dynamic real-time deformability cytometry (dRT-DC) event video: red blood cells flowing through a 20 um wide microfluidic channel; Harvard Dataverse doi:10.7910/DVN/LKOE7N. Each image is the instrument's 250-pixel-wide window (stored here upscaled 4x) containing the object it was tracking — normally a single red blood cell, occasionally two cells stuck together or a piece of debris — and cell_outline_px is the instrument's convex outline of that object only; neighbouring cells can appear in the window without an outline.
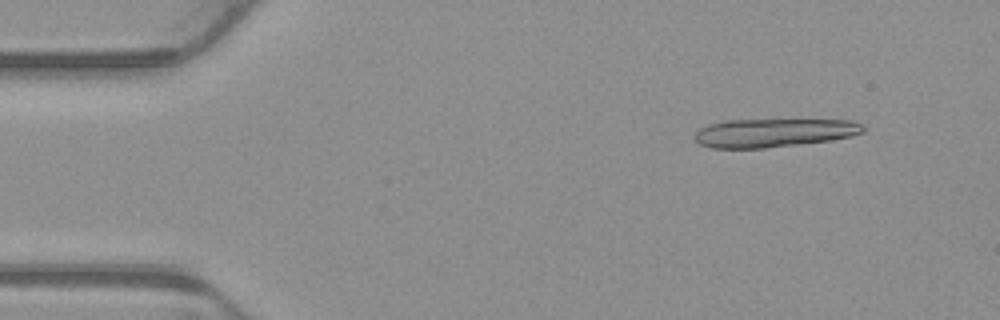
{"species": "common noctule bat (a hibernating species)", "species_latin": "Nyctalus noctula", "temperature_condition": "warm", "stored_images_in_passage": 5, "camera_frame_rate_fps": 3000, "um_per_image_px": 0.085, "animal": {"sex": "male", "body_mass_g": 23.1, "forearm_length_mm": 52.7}, "frame": {"image": 1, "passage_image": 2, "time_ms": 0.333, "image_size_px": [1000, 320], "cell_outline_px": [[864, 132], [852, 136], [832, 140], [764, 148], [712, 148], [700, 144], [696, 140], [696, 132], [700, 128], [708, 124], [724, 120], [852, 120], [864, 124]], "centroid_in_image_um": [65.8, 11.28], "position_along_channel_um": 19.2, "area_um2": 27.98}}
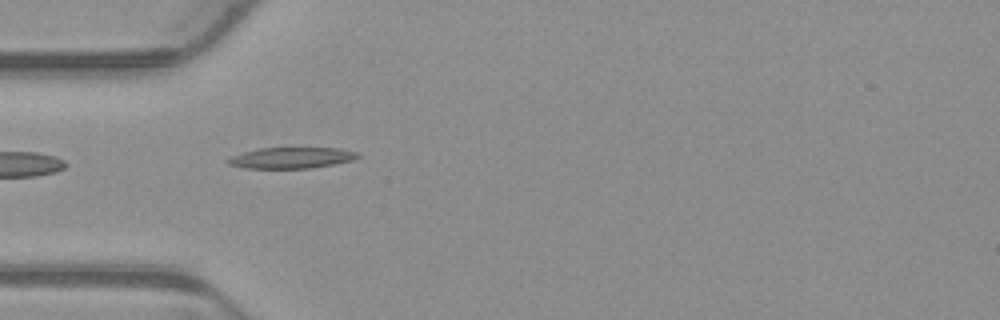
{"frame": {"image": 2, "passage_image": 5, "time_ms": 1.333, "image_size_px": [1000, 320], "cell_outline_px": [[360, 156], [352, 160], [336, 164], [312, 168], [244, 168], [228, 164], [224, 160], [232, 156], [244, 152], [260, 148], [340, 148], [356, 152]], "centroid_in_image_um": [24.76, 13.42], "position_along_channel_um": 60.2, "area_um2": 15.9}}